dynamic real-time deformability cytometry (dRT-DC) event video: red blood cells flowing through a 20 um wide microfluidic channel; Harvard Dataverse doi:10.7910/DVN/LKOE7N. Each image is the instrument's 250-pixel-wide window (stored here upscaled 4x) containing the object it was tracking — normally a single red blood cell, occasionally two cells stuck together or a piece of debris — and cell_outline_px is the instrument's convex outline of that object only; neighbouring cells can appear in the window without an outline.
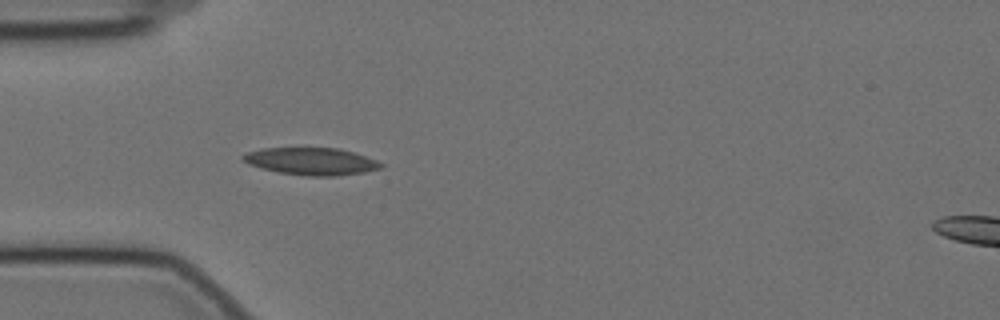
{"species": "Egyptian fruit bat (a non-hibernating species)", "species_latin": "Rousettus aegyptiacus", "temperature_condition": "cold", "stored_images_in_passage": 20, "camera_frame_rate_fps": 3000, "um_per_image_px": 0.085, "animal": {"sex": "female"}, "frame": {"image": 1, "passage_image": 1, "time_ms": 0.0, "image_size_px": [1000, 320], "cell_outline_px": [[384, 168], [364, 172], [336, 176], [308, 176], [276, 172], [260, 168], [248, 164], [240, 160], [240, 156], [248, 152], [264, 148], [340, 148], [376, 160], [384, 164]], "centroid_in_image_um": [26.43, 13.72], "position_along_channel_um": 58.6, "area_um2": 22.08}}
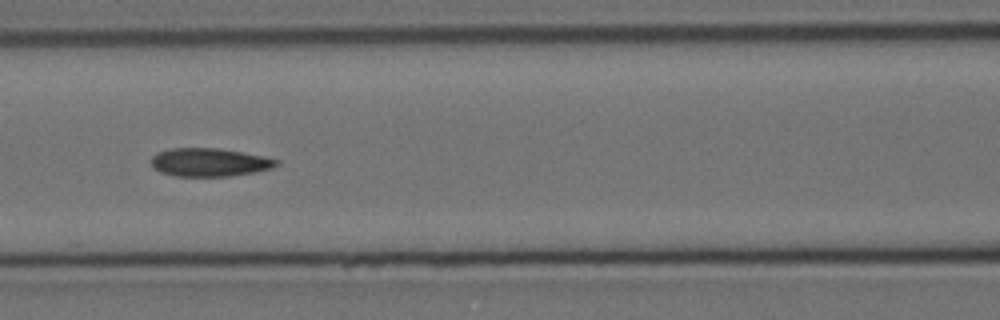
{"frame": {"image": 2, "passage_image": 9, "time_ms": 2.667, "image_size_px": [1000, 320], "cell_outline_px": [[280, 164], [272, 168], [256, 172], [228, 176], [176, 176], [160, 172], [152, 168], [152, 156], [156, 152], [172, 148], [220, 148], [264, 156], [280, 160]], "centroid_in_image_um": [17.82, 13.79], "position_along_channel_um": 148.8, "area_um2": 20.81}}
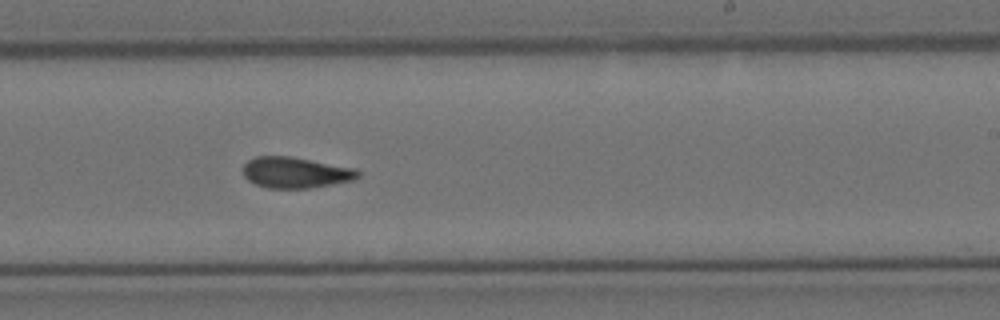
{"frame": {"image": 3, "passage_image": 19, "time_ms": 6.0, "image_size_px": [1000, 320], "cell_outline_px": [[360, 176], [352, 180], [332, 184], [308, 188], [268, 188], [256, 184], [248, 180], [244, 176], [244, 164], [248, 160], [256, 156], [292, 156], [356, 168], [360, 172]], "centroid_in_image_um": [25.13, 14.65], "position_along_channel_um": 263.9, "area_um2": 20.75}}